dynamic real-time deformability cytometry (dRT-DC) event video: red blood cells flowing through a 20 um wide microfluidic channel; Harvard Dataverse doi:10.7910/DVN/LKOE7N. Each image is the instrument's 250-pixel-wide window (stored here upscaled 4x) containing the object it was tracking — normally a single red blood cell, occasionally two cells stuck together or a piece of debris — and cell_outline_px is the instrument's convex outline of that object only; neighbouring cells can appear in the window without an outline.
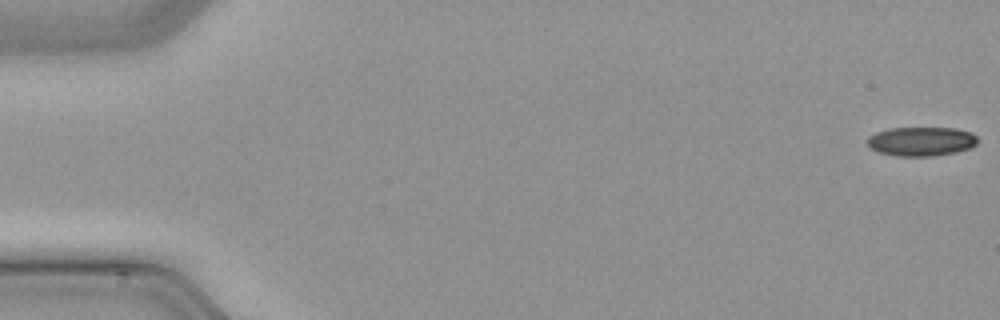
{"species": "common noctule bat (a hibernating species)", "species_latin": "Nyctalus noctula", "temperature_condition": "cold", "stored_images_in_passage": 15, "camera_frame_rate_fps": 3000, "um_per_image_px": 0.085, "animal": {"sex": "male", "body_mass_g": 21.5, "forearm_length_mm": 52.0}, "frame": {"image": 1, "passage_image": 1, "time_ms": 0.0, "image_size_px": [1000, 320], "cell_outline_px": [[976, 144], [968, 148], [956, 152], [932, 156], [896, 156], [880, 152], [868, 148], [868, 136], [876, 132], [888, 128], [956, 128], [972, 132], [976, 136]], "centroid_in_image_um": [78.28, 12.01], "position_along_channel_um": 6.7, "area_um2": 18.73}}
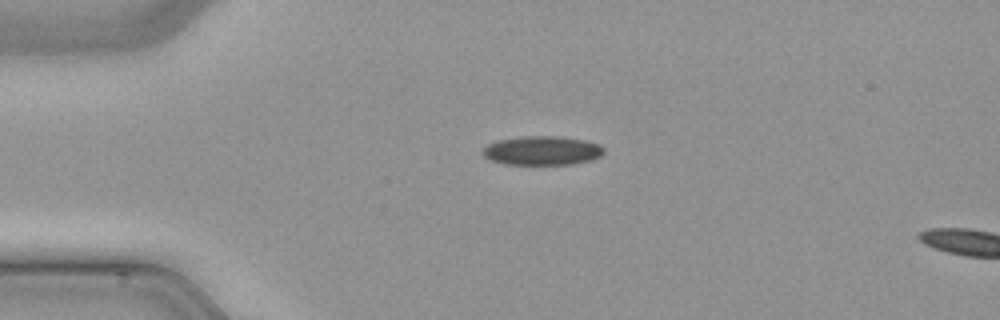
{"frame": {"image": 2, "passage_image": 12, "time_ms": 3.667, "image_size_px": [1000, 320], "cell_outline_px": [[604, 152], [600, 156], [592, 160], [572, 164], [504, 164], [492, 160], [484, 156], [484, 148], [488, 144], [500, 140], [524, 136], [560, 136], [584, 140], [600, 144], [604, 148]], "centroid_in_image_um": [46.13, 12.8], "position_along_channel_um": 38.9, "area_um2": 20.35}}